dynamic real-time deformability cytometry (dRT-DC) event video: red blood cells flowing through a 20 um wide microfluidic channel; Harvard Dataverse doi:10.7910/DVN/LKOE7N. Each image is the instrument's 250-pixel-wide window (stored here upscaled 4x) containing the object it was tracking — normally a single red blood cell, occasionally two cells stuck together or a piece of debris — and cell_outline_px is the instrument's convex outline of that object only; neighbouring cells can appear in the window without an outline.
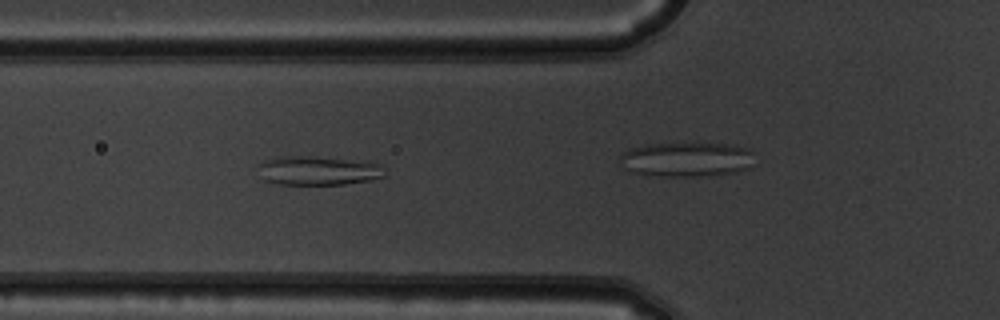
{"species": "common noctule bat (a hibernating species)", "species_latin": "Nyctalus noctula", "temperature_condition": "warm", "stored_images_in_passage": 27, "camera_frame_rate_fps": 3000, "um_per_image_px": 0.085, "animal": {"sex": "male", "body_mass_g": 19.5, "forearm_length_mm": 54.6}, "frame": {"image": 1, "passage_image": 5, "time_ms": 1.333, "image_size_px": [1000, 320], "cell_outline_px": [[384, 176], [372, 180], [344, 184], [280, 184], [264, 180], [256, 164], [272, 156], [312, 156], [368, 160], [380, 164]], "centroid_in_image_um": [27.03, 14.47], "position_along_channel_um": 98.8, "area_um2": 21.85}}
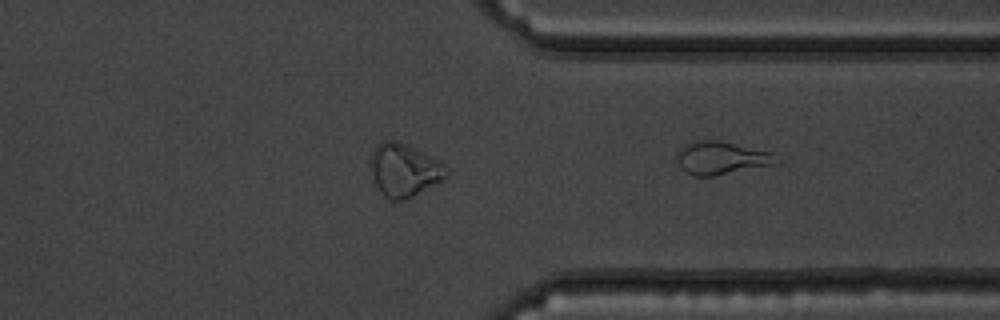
{"frame": {"image": 2, "passage_image": 27, "time_ms": 8.667, "image_size_px": [1000, 320], "cell_outline_px": [[780, 164], [716, 176], [692, 176], [684, 172], [680, 168], [680, 152], [684, 144], [700, 140], [720, 140], [772, 152], [780, 160]], "centroid_in_image_um": [61.42, 13.45], "position_along_channel_um": 350.0, "area_um2": 19.31}}